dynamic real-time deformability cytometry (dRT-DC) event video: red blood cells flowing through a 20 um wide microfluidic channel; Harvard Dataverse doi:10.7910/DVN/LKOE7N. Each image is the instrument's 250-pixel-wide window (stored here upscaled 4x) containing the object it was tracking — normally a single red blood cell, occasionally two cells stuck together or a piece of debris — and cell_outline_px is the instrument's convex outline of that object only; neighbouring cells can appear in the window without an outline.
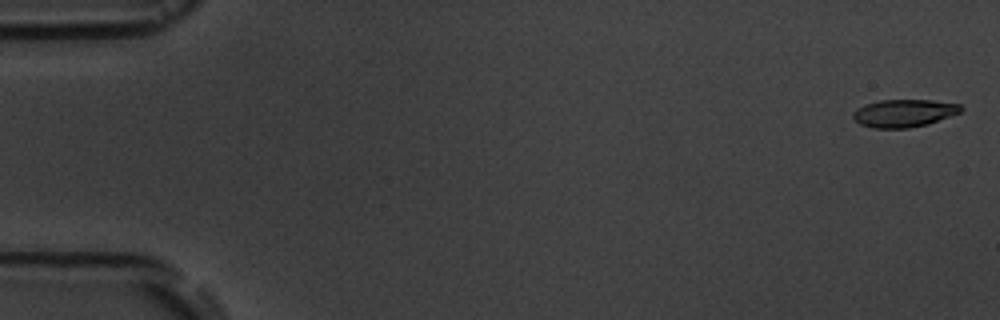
{"species": "common noctule bat (a hibernating species)", "species_latin": "Nyctalus noctula", "temperature_condition": "room temperature", "stored_images_in_passage": 5, "camera_frame_rate_fps": 3000, "um_per_image_px": 0.085, "animal": {"sex": "male", "body_mass_g": 19.5, "forearm_length_mm": 54.6}, "frame": {"image": 1, "passage_image": 1, "time_ms": 0.0, "image_size_px": [1000, 320], "cell_outline_px": [[964, 108], [960, 112], [928, 124], [908, 128], [872, 128], [860, 124], [852, 116], [856, 108], [864, 104], [880, 100], [932, 100], [960, 104]], "centroid_in_image_um": [76.82, 9.61], "position_along_channel_um": 8.2, "area_um2": 17.4}}
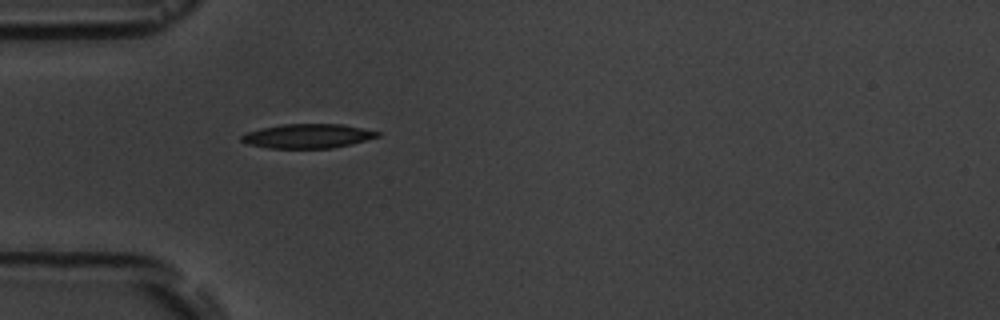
{"frame": {"image": 2, "passage_image": 5, "time_ms": 5.333, "image_size_px": [1000, 320], "cell_outline_px": [[380, 136], [352, 144], [332, 148], [268, 148], [248, 144], [240, 140], [240, 136], [248, 132], [264, 128], [284, 124], [340, 124], [380, 132]], "centroid_in_image_um": [26.16, 11.57], "position_along_channel_um": 58.8, "area_um2": 19.02}}